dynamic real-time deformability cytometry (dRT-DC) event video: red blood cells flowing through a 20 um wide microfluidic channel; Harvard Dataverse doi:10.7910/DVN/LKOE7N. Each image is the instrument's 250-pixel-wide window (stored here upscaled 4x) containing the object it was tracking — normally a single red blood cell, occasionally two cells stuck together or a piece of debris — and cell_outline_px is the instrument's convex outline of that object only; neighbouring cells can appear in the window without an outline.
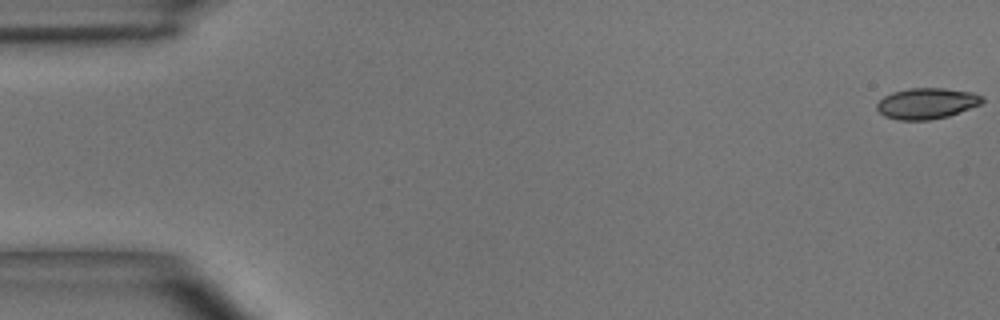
{"species": "common noctule bat (a hibernating species)", "species_latin": "Nyctalus noctula", "temperature_condition": "room temperature", "stored_images_in_passage": 51, "camera_frame_rate_fps": 3000, "um_per_image_px": 0.085, "animal": {"sex": "male", "body_mass_g": 15.6}, "frame": {"image": 1, "passage_image": 1, "time_ms": 0.0, "image_size_px": [1000, 320], "cell_outline_px": [[984, 100], [980, 104], [948, 116], [928, 120], [896, 120], [884, 116], [876, 108], [876, 104], [884, 96], [892, 92], [908, 88], [944, 88], [972, 92], [984, 96]], "centroid_in_image_um": [78.75, 8.78], "position_along_channel_um": 6.2, "area_um2": 19.02}}
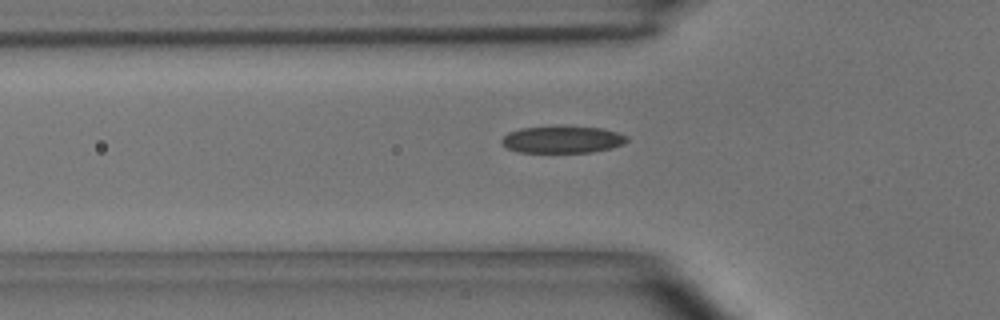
{"frame": {"image": 2, "passage_image": 17, "time_ms": 5.333, "image_size_px": [1000, 320], "cell_outline_px": [[628, 140], [624, 144], [612, 148], [592, 152], [520, 152], [508, 148], [500, 140], [508, 132], [520, 128], [556, 124], [560, 124], [600, 128], [616, 132], [628, 136]], "centroid_in_image_um": [47.81, 11.82], "position_along_channel_um": 78.0, "area_um2": 20.29}}
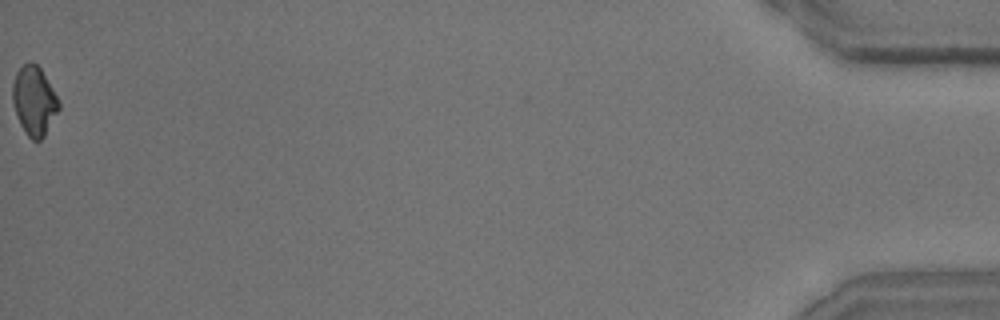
{"frame": {"image": 3, "passage_image": 51, "time_ms": 16.667, "image_size_px": [1000, 320], "cell_outline_px": [[60, 108], [44, 136], [40, 140], [32, 140], [28, 136], [20, 124], [12, 100], [12, 84], [16, 72], [28, 60], [36, 64], [40, 68], [56, 96], [60, 104]], "centroid_in_image_um": [2.89, 8.56], "position_along_channel_um": 432.3, "area_um2": 18.32}, "authors_computed_cell_mechanics": {"area_um2": 19.2474, "velocity_mm_per_s": 3.9723, "shape_relaxation_time_tau1_ms": 4.7996, "shape_relaxation_time_tau2_ms": 6.7033, "deformation_change_tau1": 0.1307, "deformation_change_tau2": 0.1282}}